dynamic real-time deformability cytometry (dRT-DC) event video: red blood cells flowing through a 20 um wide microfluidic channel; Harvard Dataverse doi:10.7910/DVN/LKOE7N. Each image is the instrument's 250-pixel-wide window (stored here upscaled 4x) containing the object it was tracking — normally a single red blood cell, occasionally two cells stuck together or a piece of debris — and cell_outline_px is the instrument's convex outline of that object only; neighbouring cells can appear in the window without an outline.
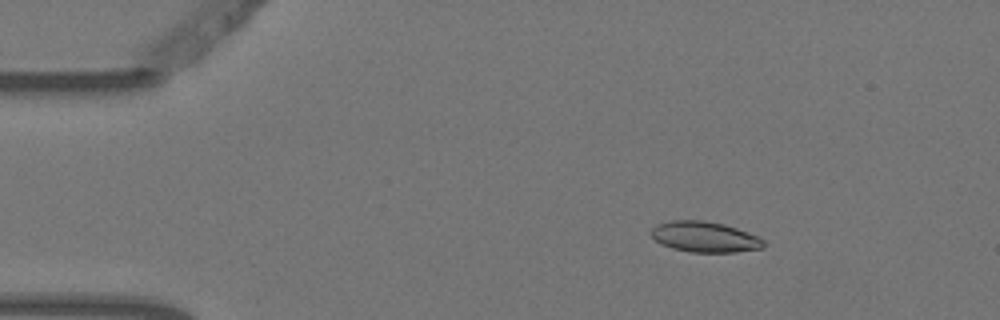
{"species": "Egyptian fruit bat (a non-hibernating species)", "species_latin": "Rousettus aegyptiacus", "temperature_condition": "warm", "stored_images_in_passage": 3, "camera_frame_rate_fps": 3000, "um_per_image_px": 0.085, "animal": {"sex": "female"}, "frame": {"image": 1, "passage_image": 2, "time_ms": 0.333, "image_size_px": [1000, 320], "cell_outline_px": [[764, 248], [736, 252], [688, 252], [672, 248], [660, 244], [652, 236], [652, 228], [660, 224], [672, 220], [704, 220], [724, 224], [760, 236], [764, 240]], "centroid_in_image_um": [59.94, 20.14], "position_along_channel_um": 25.1, "area_um2": 20.11}}